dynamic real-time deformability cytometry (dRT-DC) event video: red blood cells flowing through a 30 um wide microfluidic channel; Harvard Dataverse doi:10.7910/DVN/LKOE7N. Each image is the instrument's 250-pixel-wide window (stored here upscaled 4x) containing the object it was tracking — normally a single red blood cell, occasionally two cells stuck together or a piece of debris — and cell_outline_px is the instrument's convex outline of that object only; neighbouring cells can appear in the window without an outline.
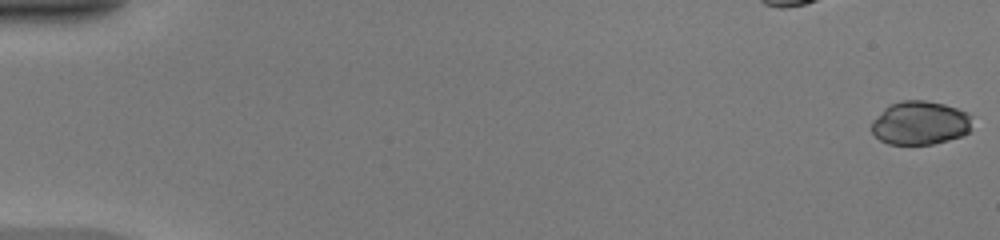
{"species": "common noctule bat (a hibernating species)", "species_latin": "Nyctalus noctula", "temperature_condition": "warm", "stored_images_in_passage": 50, "camera_frame_rate_fps": 3000, "um_per_image_px": 0.085, "animal": {"sex": "female", "body_mass_g": 20.0, "forearm_length_mm": 54.0}, "frame": {"image": 1, "passage_image": 1, "time_ms": 0.0, "image_size_px": [1000, 240], "cell_outline_px": [[968, 132], [960, 136], [948, 140], [932, 144], [888, 144], [880, 140], [872, 132], [872, 120], [888, 104], [900, 100], [924, 100], [944, 104], [968, 112]], "centroid_in_image_um": [78.14, 10.44], "position_along_channel_um": 6.9, "area_um2": 25.37}}
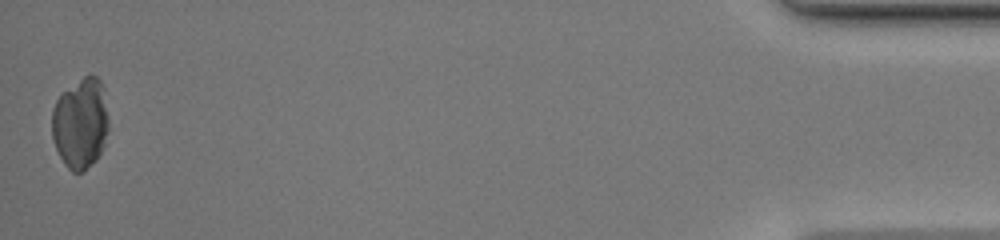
{"frame": {"image": 2, "passage_image": 50, "time_ms": 16.333, "image_size_px": [1000, 240], "cell_outline_px": [[108, 128], [104, 144], [96, 160], [80, 172], [72, 172], [64, 164], [56, 148], [52, 136], [52, 108], [56, 100], [64, 92], [84, 76], [96, 76], [100, 80], [108, 116]], "centroid_in_image_um": [6.83, 10.5], "position_along_channel_um": 428.4, "area_um2": 29.48}}